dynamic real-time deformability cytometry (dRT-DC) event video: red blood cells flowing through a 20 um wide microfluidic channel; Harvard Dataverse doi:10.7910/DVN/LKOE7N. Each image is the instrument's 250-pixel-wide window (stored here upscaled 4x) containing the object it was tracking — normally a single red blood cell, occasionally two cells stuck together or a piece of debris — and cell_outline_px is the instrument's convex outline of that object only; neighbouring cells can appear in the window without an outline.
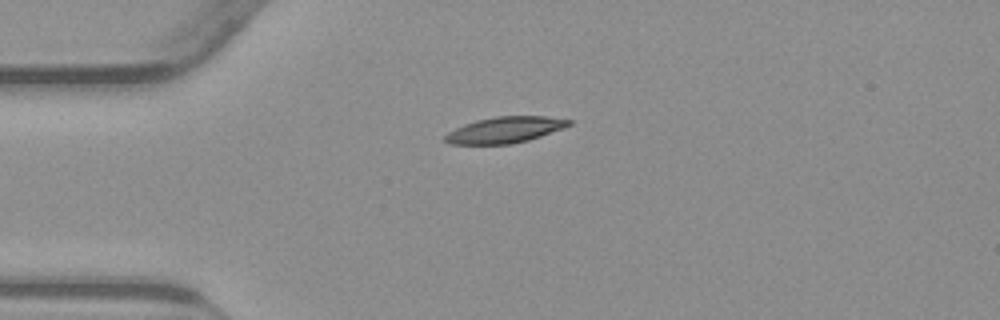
{"species": "common noctule bat (a hibernating species)", "species_latin": "Nyctalus noctula", "temperature_condition": "warm", "stored_images_in_passage": 36, "camera_frame_rate_fps": 3000, "um_per_image_px": 0.085, "animal": {"sex": "male", "body_mass_g": 23.1, "forearm_length_mm": 52.7}, "frame": {"image": 1, "passage_image": 1, "time_ms": 0.0, "image_size_px": [1000, 320], "cell_outline_px": [[572, 124], [540, 136], [528, 140], [508, 144], [448, 144], [444, 140], [444, 136], [448, 132], [464, 124], [476, 120], [496, 116], [548, 116], [572, 120]], "centroid_in_image_um": [42.89, 11.03], "position_along_channel_um": 42.1, "area_um2": 18.73}}
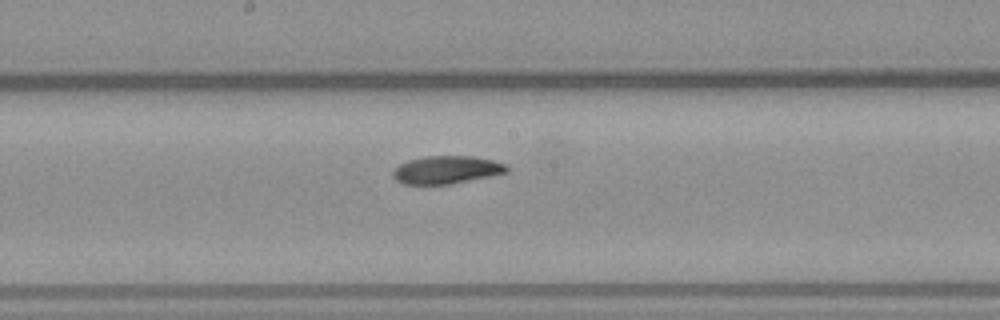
{"frame": {"image": 2, "passage_image": 16, "time_ms": 5.0, "image_size_px": [1000, 320], "cell_outline_px": [[508, 172], [492, 176], [448, 184], [404, 184], [396, 180], [392, 176], [392, 172], [400, 164], [408, 160], [424, 156], [472, 156], [492, 160], [504, 164], [508, 168]], "centroid_in_image_um": [37.94, 14.43], "position_along_channel_um": 210.3, "area_um2": 18.38}}
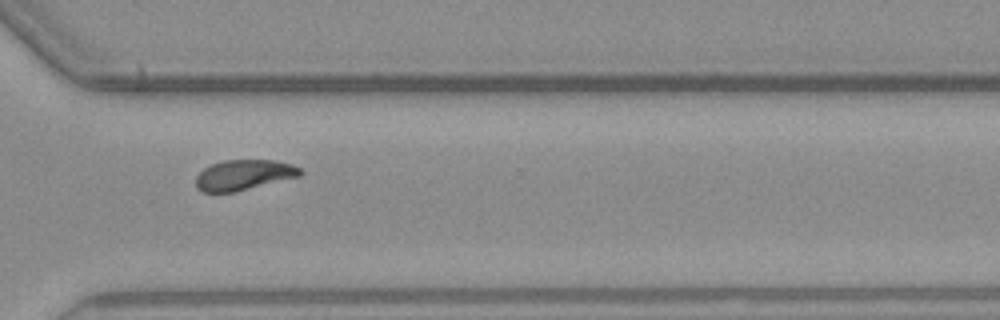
{"frame": {"image": 3, "passage_image": 27, "time_ms": 8.667, "image_size_px": [1000, 320], "cell_outline_px": [[304, 172], [300, 176], [236, 192], [204, 192], [196, 188], [196, 176], [204, 168], [212, 164], [224, 160], [272, 160], [292, 164], [300, 168]], "centroid_in_image_um": [20.73, 14.87], "position_along_channel_um": 349.9, "area_um2": 18.5}, "authors_computed_cell_mechanics": {"area_um2": 19.1607, "velocity_mm_per_s": 3.8209, "shape_relaxation_time_tau1_ms": 5.3035, "shape_relaxation_time_tau2_ms": 4.9853, "deformation_change_tau1": 0.17, "deformation_change_tau2": 0.0752}}